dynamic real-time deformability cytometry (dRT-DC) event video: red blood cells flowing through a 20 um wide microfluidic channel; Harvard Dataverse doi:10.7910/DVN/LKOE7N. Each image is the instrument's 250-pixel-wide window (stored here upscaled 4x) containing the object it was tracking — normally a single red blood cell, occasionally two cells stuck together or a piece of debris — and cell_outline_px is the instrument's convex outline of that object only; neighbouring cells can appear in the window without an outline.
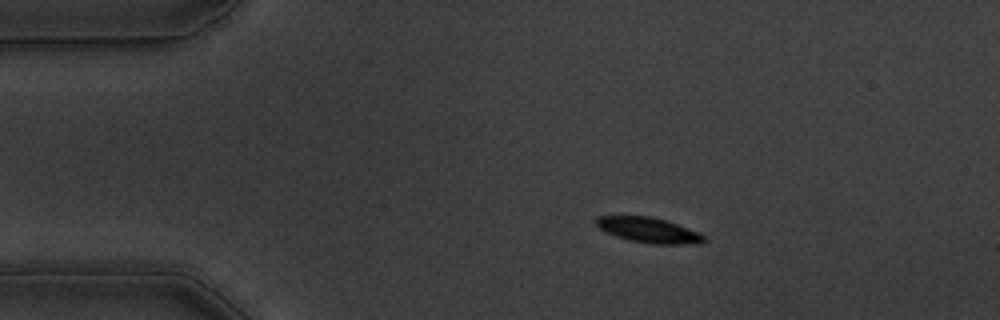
{"species": "common noctule bat (a hibernating species)", "species_latin": "Nyctalus noctula", "temperature_condition": "warm", "stored_images_in_passage": 48, "camera_frame_rate_fps": 3000, "um_per_image_px": 0.085, "animal": {"sex": "male", "body_mass_g": 19.5, "forearm_length_mm": 54.6}, "frame": {"image": 1, "passage_image": 1, "time_ms": 0.0, "image_size_px": [1000, 320], "cell_outline_px": [[708, 240], [696, 244], [652, 244], [632, 240], [616, 236], [600, 228], [596, 224], [596, 216], [652, 216], [700, 232]], "centroid_in_image_um": [55.18, 19.56], "position_along_channel_um": 29.8, "area_um2": 15.66}}
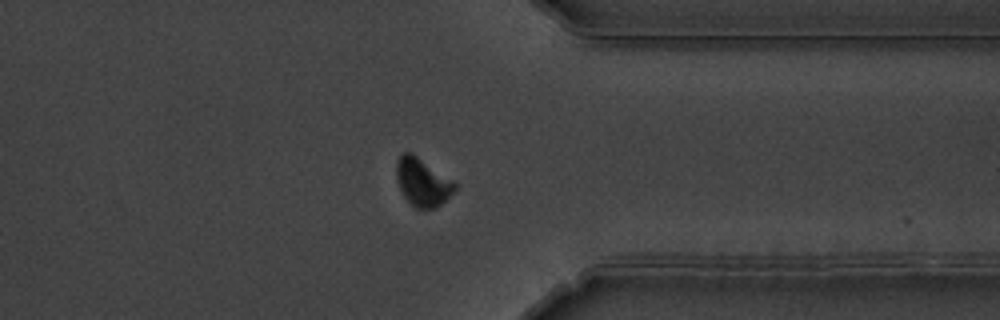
{"frame": {"image": 2, "passage_image": 35, "time_ms": 11.333, "image_size_px": [1000, 320], "cell_outline_px": [[456, 188], [436, 208], [416, 208], [404, 196], [396, 180], [396, 160], [404, 152], [412, 152], [456, 180]], "centroid_in_image_um": [35.92, 15.43], "position_along_channel_um": 375.5, "area_um2": 16.47}}
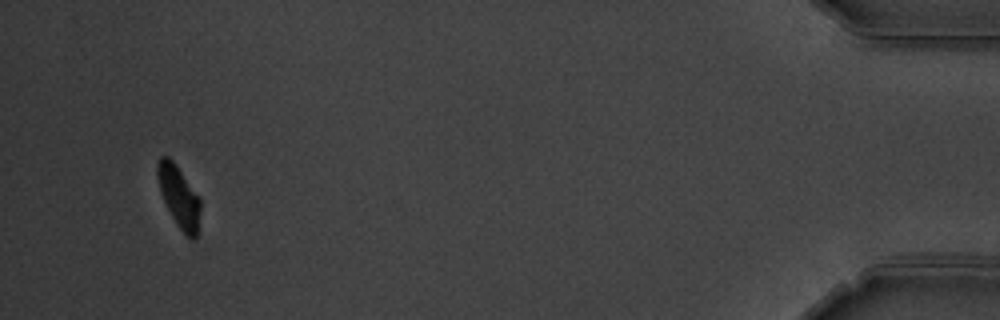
{"frame": {"image": 3, "passage_image": 45, "time_ms": 14.667, "image_size_px": [1000, 320], "cell_outline_px": [[200, 212], [196, 236], [192, 240], [184, 236], [176, 224], [160, 192], [156, 172], [156, 164], [160, 156], [168, 156], [172, 160], [200, 200]], "centroid_in_image_um": [15.18, 16.74], "position_along_channel_um": 420.0, "area_um2": 15.09}, "authors_computed_cell_mechanics": {"area_um2": 16.5308, "velocity_mm_per_s": 3.5326, "shape_relaxation_time_tau1_ms": 3.6176, "shape_relaxation_time_tau2_ms": null, "deformation_change_tau1": 0.1703, "deformation_change_tau2": null}}